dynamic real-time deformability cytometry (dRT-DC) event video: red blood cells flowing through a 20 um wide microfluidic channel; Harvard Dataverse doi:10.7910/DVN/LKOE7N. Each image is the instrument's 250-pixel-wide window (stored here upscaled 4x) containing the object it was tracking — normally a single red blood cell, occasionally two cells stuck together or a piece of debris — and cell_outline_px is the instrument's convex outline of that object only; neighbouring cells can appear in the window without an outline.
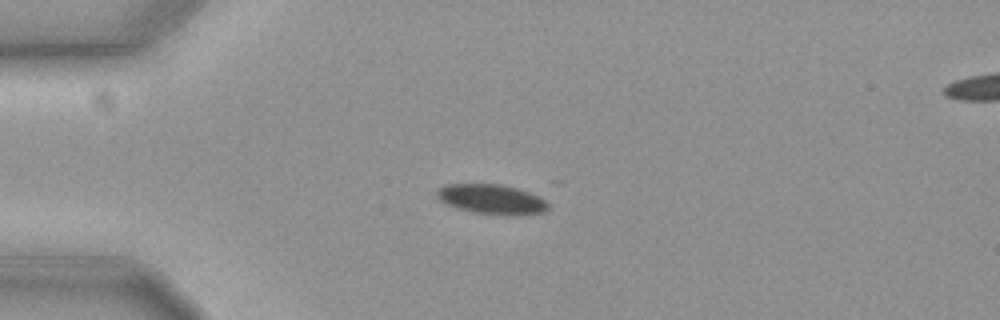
{"species": "common noctule bat (a hibernating species)", "species_latin": "Nyctalus noctula", "temperature_condition": "cold", "stored_images_in_passage": 23, "camera_frame_rate_fps": 3000, "um_per_image_px": 0.085, "animal": {"sex": "female", "body_mass_g": 19.3, "forearm_length_mm": 54.1}, "frame": {"image": 1, "passage_image": 16, "time_ms": 5.0, "image_size_px": [1000, 320], "cell_outline_px": [[548, 208], [544, 212], [512, 216], [472, 212], [456, 208], [444, 204], [436, 196], [436, 192], [444, 184], [500, 184], [516, 188], [528, 192], [544, 200], [548, 204]], "centroid_in_image_um": [41.74, 16.94], "position_along_channel_um": 43.3, "area_um2": 19.31}}
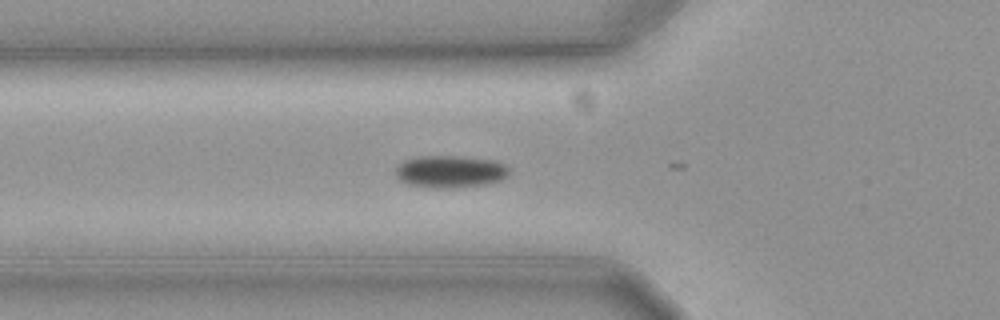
{"frame": {"image": 2, "passage_image": 22, "time_ms": 7.0, "image_size_px": [1000, 320], "cell_outline_px": [[508, 176], [500, 180], [488, 184], [440, 188], [436, 188], [408, 184], [400, 180], [396, 176], [396, 168], [404, 160], [416, 156], [456, 156], [492, 160], [504, 164], [508, 168]], "centroid_in_image_um": [38.25, 14.57], "position_along_channel_um": 87.6, "area_um2": 21.1}}